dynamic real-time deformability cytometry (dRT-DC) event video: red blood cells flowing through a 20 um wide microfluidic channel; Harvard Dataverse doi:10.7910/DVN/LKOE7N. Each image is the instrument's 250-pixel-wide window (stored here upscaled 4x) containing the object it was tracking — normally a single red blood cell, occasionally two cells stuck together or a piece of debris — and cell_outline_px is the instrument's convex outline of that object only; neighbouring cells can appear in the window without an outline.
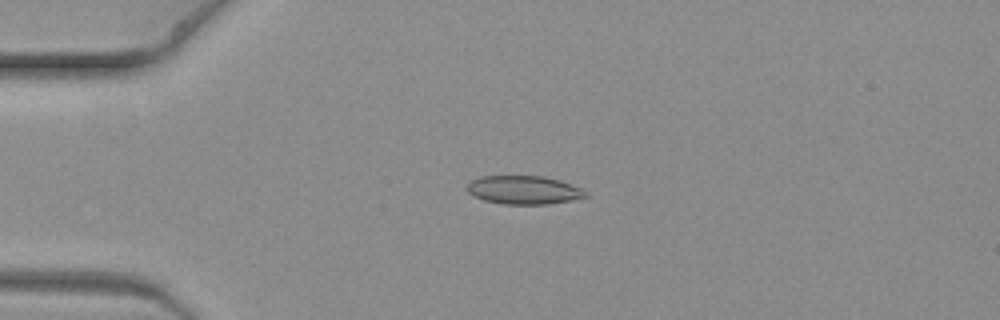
{"species": "common noctule bat (a hibernating species)", "species_latin": "Nyctalus noctula", "temperature_condition": "warm", "stored_images_in_passage": 7, "camera_frame_rate_fps": 3000, "um_per_image_px": 0.085, "animal": {"sex": "female", "body_mass_g": 19.3, "forearm_length_mm": 54.1}, "frame": {"image": 1, "passage_image": 6, "time_ms": 1.667, "image_size_px": [1000, 320], "cell_outline_px": [[588, 196], [572, 200], [548, 204], [504, 204], [484, 200], [472, 196], [464, 188], [472, 180], [480, 176], [544, 176], [560, 180], [580, 188], [588, 192]], "centroid_in_image_um": [44.5, 16.15], "position_along_channel_um": 40.5, "area_um2": 19.77}}